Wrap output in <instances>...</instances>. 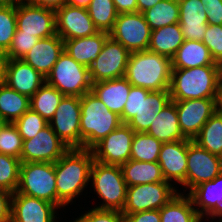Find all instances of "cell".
I'll list each match as a JSON object with an SVG mask.
<instances>
[{
	"label": "cell",
	"instance_id": "6da1fadb",
	"mask_svg": "<svg viewBox=\"0 0 222 222\" xmlns=\"http://www.w3.org/2000/svg\"><path fill=\"white\" fill-rule=\"evenodd\" d=\"M93 161L92 150L70 148L54 163L59 209L71 204L88 186Z\"/></svg>",
	"mask_w": 222,
	"mask_h": 222
},
{
	"label": "cell",
	"instance_id": "7a4b0ae2",
	"mask_svg": "<svg viewBox=\"0 0 222 222\" xmlns=\"http://www.w3.org/2000/svg\"><path fill=\"white\" fill-rule=\"evenodd\" d=\"M221 93V66L172 69L171 101L218 98Z\"/></svg>",
	"mask_w": 222,
	"mask_h": 222
},
{
	"label": "cell",
	"instance_id": "3957f363",
	"mask_svg": "<svg viewBox=\"0 0 222 222\" xmlns=\"http://www.w3.org/2000/svg\"><path fill=\"white\" fill-rule=\"evenodd\" d=\"M171 75L170 58L143 50L130 54L124 77L135 87L150 91H169Z\"/></svg>",
	"mask_w": 222,
	"mask_h": 222
},
{
	"label": "cell",
	"instance_id": "277c9868",
	"mask_svg": "<svg viewBox=\"0 0 222 222\" xmlns=\"http://www.w3.org/2000/svg\"><path fill=\"white\" fill-rule=\"evenodd\" d=\"M80 103L81 148L91 150L122 122L120 116L111 112L91 91L80 97Z\"/></svg>",
	"mask_w": 222,
	"mask_h": 222
},
{
	"label": "cell",
	"instance_id": "5b68a950",
	"mask_svg": "<svg viewBox=\"0 0 222 222\" xmlns=\"http://www.w3.org/2000/svg\"><path fill=\"white\" fill-rule=\"evenodd\" d=\"M90 181L99 200L103 203L94 208L123 210L126 203L127 185L119 165H107L93 161Z\"/></svg>",
	"mask_w": 222,
	"mask_h": 222
},
{
	"label": "cell",
	"instance_id": "8992f818",
	"mask_svg": "<svg viewBox=\"0 0 222 222\" xmlns=\"http://www.w3.org/2000/svg\"><path fill=\"white\" fill-rule=\"evenodd\" d=\"M46 83L66 96L82 97L92 87L89 68L76 62L65 51L47 75Z\"/></svg>",
	"mask_w": 222,
	"mask_h": 222
},
{
	"label": "cell",
	"instance_id": "52a82bcc",
	"mask_svg": "<svg viewBox=\"0 0 222 222\" xmlns=\"http://www.w3.org/2000/svg\"><path fill=\"white\" fill-rule=\"evenodd\" d=\"M17 193L45 200L57 206L54 163H21Z\"/></svg>",
	"mask_w": 222,
	"mask_h": 222
},
{
	"label": "cell",
	"instance_id": "ba28073f",
	"mask_svg": "<svg viewBox=\"0 0 222 222\" xmlns=\"http://www.w3.org/2000/svg\"><path fill=\"white\" fill-rule=\"evenodd\" d=\"M177 190L168 181L129 186L122 214L159 210L178 193Z\"/></svg>",
	"mask_w": 222,
	"mask_h": 222
},
{
	"label": "cell",
	"instance_id": "9c48e42d",
	"mask_svg": "<svg viewBox=\"0 0 222 222\" xmlns=\"http://www.w3.org/2000/svg\"><path fill=\"white\" fill-rule=\"evenodd\" d=\"M151 28L141 12L118 14L109 36L130 53L147 50Z\"/></svg>",
	"mask_w": 222,
	"mask_h": 222
},
{
	"label": "cell",
	"instance_id": "30bf717a",
	"mask_svg": "<svg viewBox=\"0 0 222 222\" xmlns=\"http://www.w3.org/2000/svg\"><path fill=\"white\" fill-rule=\"evenodd\" d=\"M130 54L124 46L109 36L98 57L89 67L91 82L97 83L124 77Z\"/></svg>",
	"mask_w": 222,
	"mask_h": 222
},
{
	"label": "cell",
	"instance_id": "8fae6325",
	"mask_svg": "<svg viewBox=\"0 0 222 222\" xmlns=\"http://www.w3.org/2000/svg\"><path fill=\"white\" fill-rule=\"evenodd\" d=\"M80 115V97L64 95L54 117L48 122L69 149L81 148Z\"/></svg>",
	"mask_w": 222,
	"mask_h": 222
},
{
	"label": "cell",
	"instance_id": "7c38bea8",
	"mask_svg": "<svg viewBox=\"0 0 222 222\" xmlns=\"http://www.w3.org/2000/svg\"><path fill=\"white\" fill-rule=\"evenodd\" d=\"M17 30L39 39L56 35L55 10L23 1L16 5Z\"/></svg>",
	"mask_w": 222,
	"mask_h": 222
},
{
	"label": "cell",
	"instance_id": "4fadbf2b",
	"mask_svg": "<svg viewBox=\"0 0 222 222\" xmlns=\"http://www.w3.org/2000/svg\"><path fill=\"white\" fill-rule=\"evenodd\" d=\"M134 134L126 123L120 124L91 149L94 160L107 165L125 164L130 160Z\"/></svg>",
	"mask_w": 222,
	"mask_h": 222
},
{
	"label": "cell",
	"instance_id": "5bb4252c",
	"mask_svg": "<svg viewBox=\"0 0 222 222\" xmlns=\"http://www.w3.org/2000/svg\"><path fill=\"white\" fill-rule=\"evenodd\" d=\"M186 188L189 192L201 183L213 180L222 173V163L219 156L200 147L188 139Z\"/></svg>",
	"mask_w": 222,
	"mask_h": 222
},
{
	"label": "cell",
	"instance_id": "9a60e30c",
	"mask_svg": "<svg viewBox=\"0 0 222 222\" xmlns=\"http://www.w3.org/2000/svg\"><path fill=\"white\" fill-rule=\"evenodd\" d=\"M68 150L48 124L34 138L23 140L20 161L55 163Z\"/></svg>",
	"mask_w": 222,
	"mask_h": 222
},
{
	"label": "cell",
	"instance_id": "2e32d148",
	"mask_svg": "<svg viewBox=\"0 0 222 222\" xmlns=\"http://www.w3.org/2000/svg\"><path fill=\"white\" fill-rule=\"evenodd\" d=\"M217 99L203 98L174 101L180 129L187 139L193 140L209 118L217 111Z\"/></svg>",
	"mask_w": 222,
	"mask_h": 222
},
{
	"label": "cell",
	"instance_id": "e0dca14e",
	"mask_svg": "<svg viewBox=\"0 0 222 222\" xmlns=\"http://www.w3.org/2000/svg\"><path fill=\"white\" fill-rule=\"evenodd\" d=\"M55 20L56 34L63 41L91 36L98 32L87 9L65 4L55 10Z\"/></svg>",
	"mask_w": 222,
	"mask_h": 222
},
{
	"label": "cell",
	"instance_id": "ac0fdd59",
	"mask_svg": "<svg viewBox=\"0 0 222 222\" xmlns=\"http://www.w3.org/2000/svg\"><path fill=\"white\" fill-rule=\"evenodd\" d=\"M188 139L162 143L158 163L165 181L183 185L186 189ZM174 180V181H173Z\"/></svg>",
	"mask_w": 222,
	"mask_h": 222
},
{
	"label": "cell",
	"instance_id": "d6986e66",
	"mask_svg": "<svg viewBox=\"0 0 222 222\" xmlns=\"http://www.w3.org/2000/svg\"><path fill=\"white\" fill-rule=\"evenodd\" d=\"M58 207L45 200L13 193L11 222H56Z\"/></svg>",
	"mask_w": 222,
	"mask_h": 222
},
{
	"label": "cell",
	"instance_id": "ffe728a7",
	"mask_svg": "<svg viewBox=\"0 0 222 222\" xmlns=\"http://www.w3.org/2000/svg\"><path fill=\"white\" fill-rule=\"evenodd\" d=\"M46 82V78L22 59H9L6 62L5 84L31 98Z\"/></svg>",
	"mask_w": 222,
	"mask_h": 222
},
{
	"label": "cell",
	"instance_id": "44dd1931",
	"mask_svg": "<svg viewBox=\"0 0 222 222\" xmlns=\"http://www.w3.org/2000/svg\"><path fill=\"white\" fill-rule=\"evenodd\" d=\"M187 194L202 219L207 216L205 217L207 220L208 217L211 220L219 217L220 220V217H222V173L213 180L194 187Z\"/></svg>",
	"mask_w": 222,
	"mask_h": 222
},
{
	"label": "cell",
	"instance_id": "7402d4cb",
	"mask_svg": "<svg viewBox=\"0 0 222 222\" xmlns=\"http://www.w3.org/2000/svg\"><path fill=\"white\" fill-rule=\"evenodd\" d=\"M63 52L64 41L56 34L39 39L22 60L46 78Z\"/></svg>",
	"mask_w": 222,
	"mask_h": 222
},
{
	"label": "cell",
	"instance_id": "603a6c76",
	"mask_svg": "<svg viewBox=\"0 0 222 222\" xmlns=\"http://www.w3.org/2000/svg\"><path fill=\"white\" fill-rule=\"evenodd\" d=\"M178 4L184 39L202 42L208 26L205 6L200 0H178Z\"/></svg>",
	"mask_w": 222,
	"mask_h": 222
},
{
	"label": "cell",
	"instance_id": "cb8c5ba5",
	"mask_svg": "<svg viewBox=\"0 0 222 222\" xmlns=\"http://www.w3.org/2000/svg\"><path fill=\"white\" fill-rule=\"evenodd\" d=\"M170 101L169 91H150L148 94H141L140 111L126 124L134 132L146 133L153 120Z\"/></svg>",
	"mask_w": 222,
	"mask_h": 222
},
{
	"label": "cell",
	"instance_id": "d4e9b609",
	"mask_svg": "<svg viewBox=\"0 0 222 222\" xmlns=\"http://www.w3.org/2000/svg\"><path fill=\"white\" fill-rule=\"evenodd\" d=\"M131 84L125 77L92 83L91 92L111 111L121 116Z\"/></svg>",
	"mask_w": 222,
	"mask_h": 222
},
{
	"label": "cell",
	"instance_id": "484cf974",
	"mask_svg": "<svg viewBox=\"0 0 222 222\" xmlns=\"http://www.w3.org/2000/svg\"><path fill=\"white\" fill-rule=\"evenodd\" d=\"M108 37L109 33L98 31L91 36L64 40V51L76 62L89 68Z\"/></svg>",
	"mask_w": 222,
	"mask_h": 222
},
{
	"label": "cell",
	"instance_id": "4316f807",
	"mask_svg": "<svg viewBox=\"0 0 222 222\" xmlns=\"http://www.w3.org/2000/svg\"><path fill=\"white\" fill-rule=\"evenodd\" d=\"M146 133L155 137L162 143L187 139L180 129L177 109L174 101H170L168 105L156 116Z\"/></svg>",
	"mask_w": 222,
	"mask_h": 222
},
{
	"label": "cell",
	"instance_id": "83f0119b",
	"mask_svg": "<svg viewBox=\"0 0 222 222\" xmlns=\"http://www.w3.org/2000/svg\"><path fill=\"white\" fill-rule=\"evenodd\" d=\"M172 69H188L199 66H221L215 63L209 49L200 41L185 40L171 59Z\"/></svg>",
	"mask_w": 222,
	"mask_h": 222
},
{
	"label": "cell",
	"instance_id": "f1b7e54d",
	"mask_svg": "<svg viewBox=\"0 0 222 222\" xmlns=\"http://www.w3.org/2000/svg\"><path fill=\"white\" fill-rule=\"evenodd\" d=\"M184 41L180 24H171L151 31L147 50L172 59Z\"/></svg>",
	"mask_w": 222,
	"mask_h": 222
},
{
	"label": "cell",
	"instance_id": "f546056e",
	"mask_svg": "<svg viewBox=\"0 0 222 222\" xmlns=\"http://www.w3.org/2000/svg\"><path fill=\"white\" fill-rule=\"evenodd\" d=\"M120 167L127 187L165 181L158 162H142L130 159Z\"/></svg>",
	"mask_w": 222,
	"mask_h": 222
},
{
	"label": "cell",
	"instance_id": "4dcf8cb0",
	"mask_svg": "<svg viewBox=\"0 0 222 222\" xmlns=\"http://www.w3.org/2000/svg\"><path fill=\"white\" fill-rule=\"evenodd\" d=\"M161 222H202L188 194L177 193L159 209Z\"/></svg>",
	"mask_w": 222,
	"mask_h": 222
},
{
	"label": "cell",
	"instance_id": "1f68e13d",
	"mask_svg": "<svg viewBox=\"0 0 222 222\" xmlns=\"http://www.w3.org/2000/svg\"><path fill=\"white\" fill-rule=\"evenodd\" d=\"M30 98L18 93L6 84L0 86V117L14 123L30 109Z\"/></svg>",
	"mask_w": 222,
	"mask_h": 222
},
{
	"label": "cell",
	"instance_id": "d6a6232c",
	"mask_svg": "<svg viewBox=\"0 0 222 222\" xmlns=\"http://www.w3.org/2000/svg\"><path fill=\"white\" fill-rule=\"evenodd\" d=\"M142 14L151 30L179 23L178 0H161L152 8L143 11Z\"/></svg>",
	"mask_w": 222,
	"mask_h": 222
},
{
	"label": "cell",
	"instance_id": "836d02e7",
	"mask_svg": "<svg viewBox=\"0 0 222 222\" xmlns=\"http://www.w3.org/2000/svg\"><path fill=\"white\" fill-rule=\"evenodd\" d=\"M63 96L55 87L45 82L30 98V108L49 122L54 117Z\"/></svg>",
	"mask_w": 222,
	"mask_h": 222
},
{
	"label": "cell",
	"instance_id": "e575fe53",
	"mask_svg": "<svg viewBox=\"0 0 222 222\" xmlns=\"http://www.w3.org/2000/svg\"><path fill=\"white\" fill-rule=\"evenodd\" d=\"M193 141L220 157L222 155V116L215 112Z\"/></svg>",
	"mask_w": 222,
	"mask_h": 222
},
{
	"label": "cell",
	"instance_id": "d590c367",
	"mask_svg": "<svg viewBox=\"0 0 222 222\" xmlns=\"http://www.w3.org/2000/svg\"><path fill=\"white\" fill-rule=\"evenodd\" d=\"M87 10L98 31H112L118 16L113 0H92Z\"/></svg>",
	"mask_w": 222,
	"mask_h": 222
},
{
	"label": "cell",
	"instance_id": "8d00e7d4",
	"mask_svg": "<svg viewBox=\"0 0 222 222\" xmlns=\"http://www.w3.org/2000/svg\"><path fill=\"white\" fill-rule=\"evenodd\" d=\"M162 142L155 137L135 132L132 140L130 159L142 162H157Z\"/></svg>",
	"mask_w": 222,
	"mask_h": 222
},
{
	"label": "cell",
	"instance_id": "74e56055",
	"mask_svg": "<svg viewBox=\"0 0 222 222\" xmlns=\"http://www.w3.org/2000/svg\"><path fill=\"white\" fill-rule=\"evenodd\" d=\"M21 161L0 153V189L15 193L19 185Z\"/></svg>",
	"mask_w": 222,
	"mask_h": 222
},
{
	"label": "cell",
	"instance_id": "f35d334b",
	"mask_svg": "<svg viewBox=\"0 0 222 222\" xmlns=\"http://www.w3.org/2000/svg\"><path fill=\"white\" fill-rule=\"evenodd\" d=\"M16 30V6H0V52L8 51Z\"/></svg>",
	"mask_w": 222,
	"mask_h": 222
},
{
	"label": "cell",
	"instance_id": "ab89813d",
	"mask_svg": "<svg viewBox=\"0 0 222 222\" xmlns=\"http://www.w3.org/2000/svg\"><path fill=\"white\" fill-rule=\"evenodd\" d=\"M23 140L34 138L48 122L31 108L13 123Z\"/></svg>",
	"mask_w": 222,
	"mask_h": 222
},
{
	"label": "cell",
	"instance_id": "60d3db41",
	"mask_svg": "<svg viewBox=\"0 0 222 222\" xmlns=\"http://www.w3.org/2000/svg\"><path fill=\"white\" fill-rule=\"evenodd\" d=\"M23 139L17 127L8 123L0 132V153L20 159Z\"/></svg>",
	"mask_w": 222,
	"mask_h": 222
},
{
	"label": "cell",
	"instance_id": "b9f144b4",
	"mask_svg": "<svg viewBox=\"0 0 222 222\" xmlns=\"http://www.w3.org/2000/svg\"><path fill=\"white\" fill-rule=\"evenodd\" d=\"M202 43L209 49L215 63L222 65V25L208 24Z\"/></svg>",
	"mask_w": 222,
	"mask_h": 222
},
{
	"label": "cell",
	"instance_id": "7bdbcfd3",
	"mask_svg": "<svg viewBox=\"0 0 222 222\" xmlns=\"http://www.w3.org/2000/svg\"><path fill=\"white\" fill-rule=\"evenodd\" d=\"M39 41V38L28 34H14L11 46L5 53L7 60L22 59Z\"/></svg>",
	"mask_w": 222,
	"mask_h": 222
},
{
	"label": "cell",
	"instance_id": "ee69618b",
	"mask_svg": "<svg viewBox=\"0 0 222 222\" xmlns=\"http://www.w3.org/2000/svg\"><path fill=\"white\" fill-rule=\"evenodd\" d=\"M85 212L73 222H124V216L118 210L92 208Z\"/></svg>",
	"mask_w": 222,
	"mask_h": 222
},
{
	"label": "cell",
	"instance_id": "f6af8a7d",
	"mask_svg": "<svg viewBox=\"0 0 222 222\" xmlns=\"http://www.w3.org/2000/svg\"><path fill=\"white\" fill-rule=\"evenodd\" d=\"M149 92L150 90L148 89L131 86L128 100L125 103L123 113L120 116L122 123H127L136 114H138L141 107V94H148Z\"/></svg>",
	"mask_w": 222,
	"mask_h": 222
},
{
	"label": "cell",
	"instance_id": "bcb514c9",
	"mask_svg": "<svg viewBox=\"0 0 222 222\" xmlns=\"http://www.w3.org/2000/svg\"><path fill=\"white\" fill-rule=\"evenodd\" d=\"M206 8L207 22L222 25V0H200Z\"/></svg>",
	"mask_w": 222,
	"mask_h": 222
},
{
	"label": "cell",
	"instance_id": "7dc6e473",
	"mask_svg": "<svg viewBox=\"0 0 222 222\" xmlns=\"http://www.w3.org/2000/svg\"><path fill=\"white\" fill-rule=\"evenodd\" d=\"M124 216V222H161L159 210L140 211Z\"/></svg>",
	"mask_w": 222,
	"mask_h": 222
},
{
	"label": "cell",
	"instance_id": "c3c4849f",
	"mask_svg": "<svg viewBox=\"0 0 222 222\" xmlns=\"http://www.w3.org/2000/svg\"><path fill=\"white\" fill-rule=\"evenodd\" d=\"M13 193L0 189V222H11Z\"/></svg>",
	"mask_w": 222,
	"mask_h": 222
},
{
	"label": "cell",
	"instance_id": "681fc988",
	"mask_svg": "<svg viewBox=\"0 0 222 222\" xmlns=\"http://www.w3.org/2000/svg\"><path fill=\"white\" fill-rule=\"evenodd\" d=\"M118 14L138 12L137 0H113Z\"/></svg>",
	"mask_w": 222,
	"mask_h": 222
},
{
	"label": "cell",
	"instance_id": "f907efd6",
	"mask_svg": "<svg viewBox=\"0 0 222 222\" xmlns=\"http://www.w3.org/2000/svg\"><path fill=\"white\" fill-rule=\"evenodd\" d=\"M28 3L56 10L65 5V0H26Z\"/></svg>",
	"mask_w": 222,
	"mask_h": 222
},
{
	"label": "cell",
	"instance_id": "816d5d0a",
	"mask_svg": "<svg viewBox=\"0 0 222 222\" xmlns=\"http://www.w3.org/2000/svg\"><path fill=\"white\" fill-rule=\"evenodd\" d=\"M161 0H137L138 12H143L155 6Z\"/></svg>",
	"mask_w": 222,
	"mask_h": 222
},
{
	"label": "cell",
	"instance_id": "f5cc1de1",
	"mask_svg": "<svg viewBox=\"0 0 222 222\" xmlns=\"http://www.w3.org/2000/svg\"><path fill=\"white\" fill-rule=\"evenodd\" d=\"M7 57L5 53L0 52V86L5 84V69Z\"/></svg>",
	"mask_w": 222,
	"mask_h": 222
},
{
	"label": "cell",
	"instance_id": "db71d44e",
	"mask_svg": "<svg viewBox=\"0 0 222 222\" xmlns=\"http://www.w3.org/2000/svg\"><path fill=\"white\" fill-rule=\"evenodd\" d=\"M92 0H65L66 5L88 9Z\"/></svg>",
	"mask_w": 222,
	"mask_h": 222
},
{
	"label": "cell",
	"instance_id": "11a10c76",
	"mask_svg": "<svg viewBox=\"0 0 222 222\" xmlns=\"http://www.w3.org/2000/svg\"><path fill=\"white\" fill-rule=\"evenodd\" d=\"M26 0H0V6H16Z\"/></svg>",
	"mask_w": 222,
	"mask_h": 222
},
{
	"label": "cell",
	"instance_id": "9f6ffc18",
	"mask_svg": "<svg viewBox=\"0 0 222 222\" xmlns=\"http://www.w3.org/2000/svg\"><path fill=\"white\" fill-rule=\"evenodd\" d=\"M216 112L222 116V93H220V96L217 99V111Z\"/></svg>",
	"mask_w": 222,
	"mask_h": 222
},
{
	"label": "cell",
	"instance_id": "6f0895ef",
	"mask_svg": "<svg viewBox=\"0 0 222 222\" xmlns=\"http://www.w3.org/2000/svg\"><path fill=\"white\" fill-rule=\"evenodd\" d=\"M8 122L0 117V132L6 127Z\"/></svg>",
	"mask_w": 222,
	"mask_h": 222
},
{
	"label": "cell",
	"instance_id": "680465c9",
	"mask_svg": "<svg viewBox=\"0 0 222 222\" xmlns=\"http://www.w3.org/2000/svg\"><path fill=\"white\" fill-rule=\"evenodd\" d=\"M221 93H222V65H221Z\"/></svg>",
	"mask_w": 222,
	"mask_h": 222
}]
</instances>
